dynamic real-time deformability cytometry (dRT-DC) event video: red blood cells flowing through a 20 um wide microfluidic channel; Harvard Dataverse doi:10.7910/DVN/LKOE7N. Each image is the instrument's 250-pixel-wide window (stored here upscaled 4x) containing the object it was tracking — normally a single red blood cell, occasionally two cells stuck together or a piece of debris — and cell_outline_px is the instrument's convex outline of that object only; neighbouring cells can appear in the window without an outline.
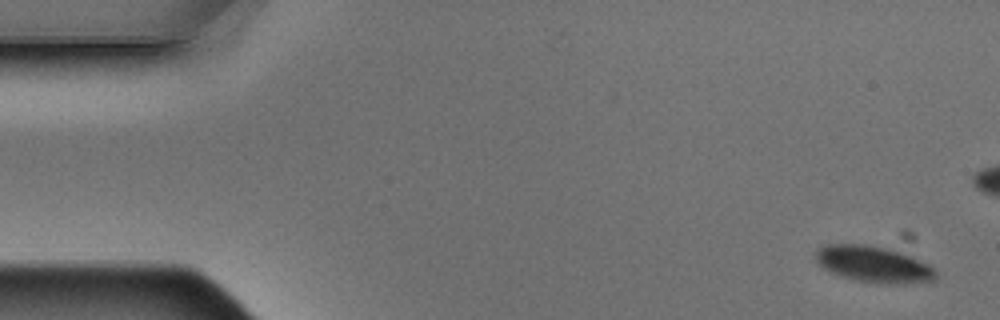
{"species": "Egyptian fruit bat (a non-hibernating species)", "species_latin": "Rousettus aegyptiacus", "temperature_condition": "warm", "stored_images_in_passage": 5, "camera_frame_rate_fps": 3000, "um_per_image_px": 0.085, "animal": {"sex": "male"}, "frame": {"image": 1, "passage_image": 1, "time_ms": 0.0, "image_size_px": [1000, 320], "cell_outline_px": [[936, 280], [904, 284], [884, 284], [856, 280], [832, 272], [824, 268], [816, 260], [816, 252], [824, 244], [864, 244], [892, 248], [920, 260], [928, 264], [936, 272]], "centroid_in_image_um": [74.29, 22.45], "position_along_channel_um": 10.7, "area_um2": 25.37}}